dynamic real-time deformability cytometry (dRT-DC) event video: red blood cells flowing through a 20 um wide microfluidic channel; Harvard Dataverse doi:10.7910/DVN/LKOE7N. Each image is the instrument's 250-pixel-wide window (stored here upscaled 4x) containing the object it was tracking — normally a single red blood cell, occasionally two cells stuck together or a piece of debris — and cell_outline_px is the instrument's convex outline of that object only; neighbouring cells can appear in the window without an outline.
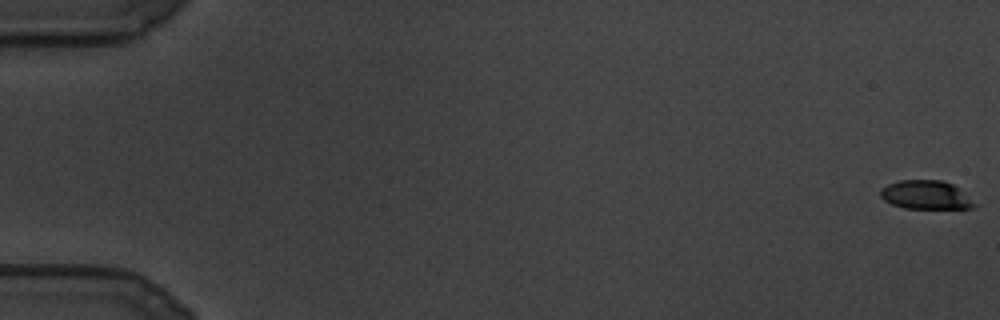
{"species": "common noctule bat (a hibernating species)", "species_latin": "Nyctalus noctula", "temperature_condition": "cold", "stored_images_in_passage": 110, "camera_frame_rate_fps": 3000, "um_per_image_px": 0.085, "animal": {"sex": "male", "body_mass_g": 19.5, "forearm_length_mm": 54.6}, "frame": {"image": 1, "passage_image": 1, "time_ms": 0.0, "image_size_px": [1000, 320], "cell_outline_px": [[980, 204], [972, 208], [904, 208], [892, 204], [884, 200], [880, 196], [880, 188], [888, 184], [900, 180], [940, 180], [952, 184]], "centroid_in_image_um": [78.71, 16.57], "position_along_channel_um": 6.3, "area_um2": 15.78}}
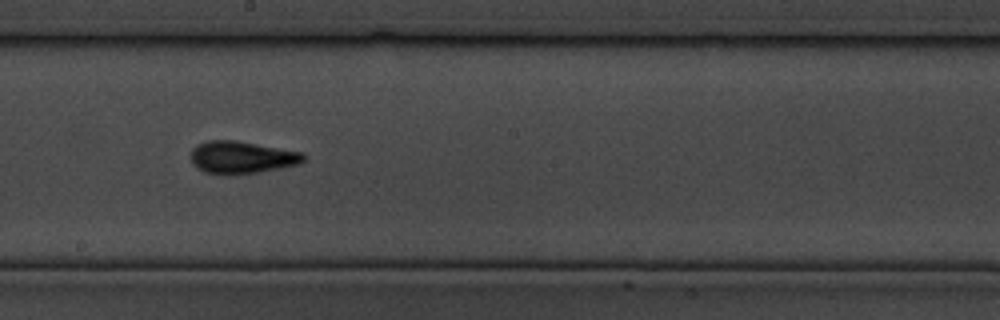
{"frame": {"image": 2, "passage_image": 63, "time_ms": 20.667, "image_size_px": [1000, 320], "cell_outline_px": [[304, 160], [300, 164], [256, 172], [204, 172], [196, 168], [192, 164], [192, 148], [196, 144], [208, 140], [236, 140], [304, 152]], "centroid_in_image_um": [20.55, 13.33], "position_along_channel_um": 227.6, "area_um2": 20.75}}
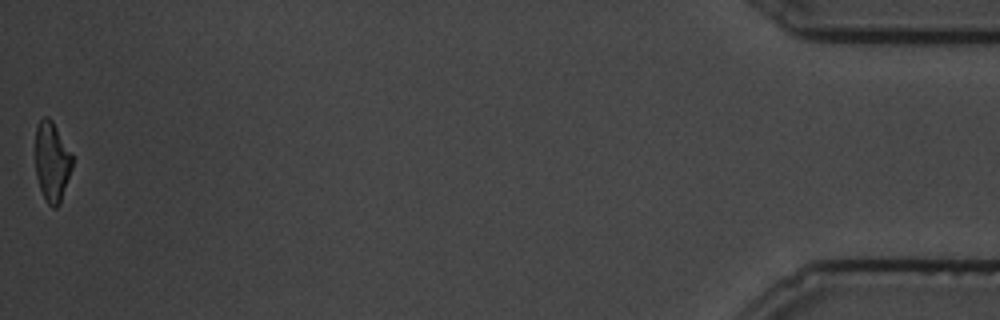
{"frame": {"image": 3, "passage_image": 110, "time_ms": 36.333, "image_size_px": [1000, 320], "cell_outline_px": [[72, 168], [60, 204], [56, 208], [52, 208], [48, 204], [40, 188], [36, 176], [36, 124], [44, 116], [48, 116], [52, 120], [72, 152]], "centroid_in_image_um": [4.43, 13.73], "position_along_channel_um": 430.8, "area_um2": 17.28}}